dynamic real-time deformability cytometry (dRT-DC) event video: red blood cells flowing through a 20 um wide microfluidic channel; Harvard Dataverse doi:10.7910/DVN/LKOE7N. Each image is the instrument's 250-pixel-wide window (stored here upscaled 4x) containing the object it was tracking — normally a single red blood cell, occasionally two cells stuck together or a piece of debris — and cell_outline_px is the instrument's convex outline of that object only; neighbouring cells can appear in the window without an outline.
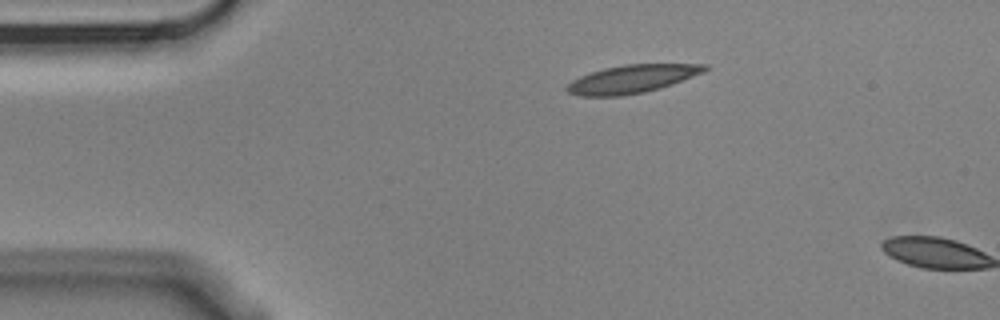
{"species": "Egyptian fruit bat (a non-hibernating species)", "species_latin": "Rousettus aegyptiacus", "temperature_condition": "cold", "stored_images_in_passage": 2, "camera_frame_rate_fps": 3000, "um_per_image_px": 0.085, "animal": {"sex": "male"}, "frame": {"image": 1, "passage_image": 1, "time_ms": 0.0, "image_size_px": [1000, 320], "cell_outline_px": [[708, 68], [704, 72], [672, 84], [660, 88], [644, 92], [624, 96], [580, 96], [568, 92], [564, 88], [572, 80], [580, 76], [604, 68], [624, 64], [708, 64]], "centroid_in_image_um": [53.71, 6.71], "position_along_channel_um": 31.3, "area_um2": 22.54}}